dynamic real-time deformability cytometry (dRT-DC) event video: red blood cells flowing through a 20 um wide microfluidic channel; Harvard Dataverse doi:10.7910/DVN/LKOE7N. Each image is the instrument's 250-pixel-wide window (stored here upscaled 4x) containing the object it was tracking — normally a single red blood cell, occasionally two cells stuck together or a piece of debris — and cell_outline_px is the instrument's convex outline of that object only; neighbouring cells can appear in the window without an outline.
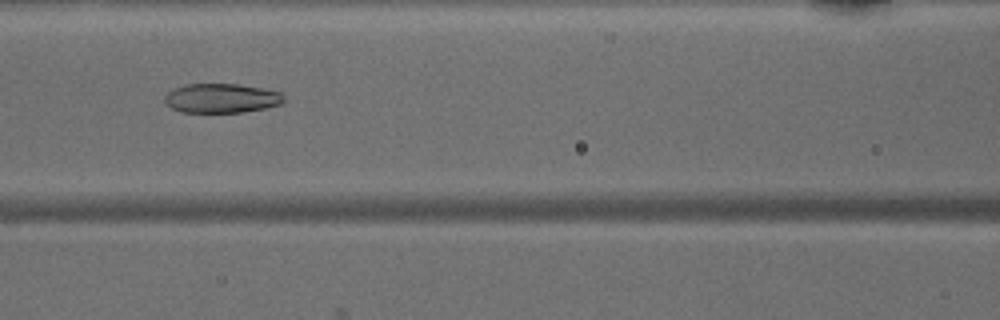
{"species": "common noctule bat (a hibernating species)", "species_latin": "Nyctalus noctula", "temperature_condition": "warm", "stored_images_in_passage": 46, "camera_frame_rate_fps": 3000, "um_per_image_px": 0.085, "animal": {"sex": "male", "body_mass_g": 15.6}, "frame": {"image": 1, "passage_image": 20, "time_ms": 6.333, "image_size_px": [1000, 320], "cell_outline_px": [[284, 100], [280, 104], [264, 108], [240, 112], [180, 112], [164, 104], [164, 96], [168, 92], [176, 88], [188, 84], [240, 84], [264, 88], [280, 92], [284, 96]], "centroid_in_image_um": [18.81, 8.34], "position_along_channel_um": 147.8, "area_um2": 20.35}}
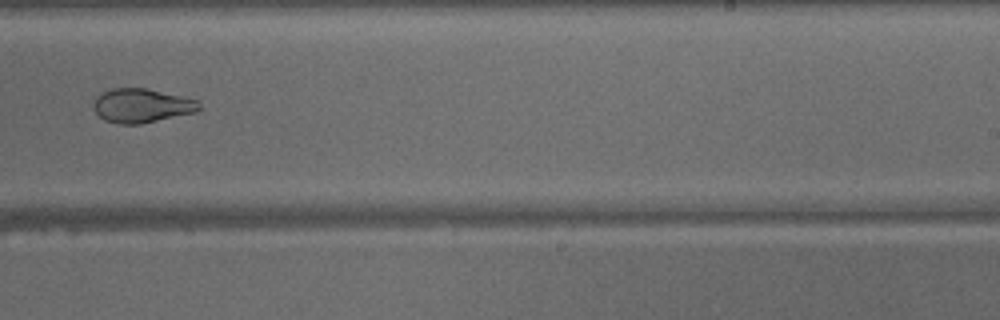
{"frame": {"image": 2, "passage_image": 29, "time_ms": 9.333, "image_size_px": [1000, 320], "cell_outline_px": [[200, 108], [196, 112], [140, 124], [116, 124], [104, 120], [92, 108], [92, 104], [96, 96], [112, 88], [144, 88], [200, 100]], "centroid_in_image_um": [12.03, 8.98], "position_along_channel_um": 277.0, "area_um2": 20.98}}
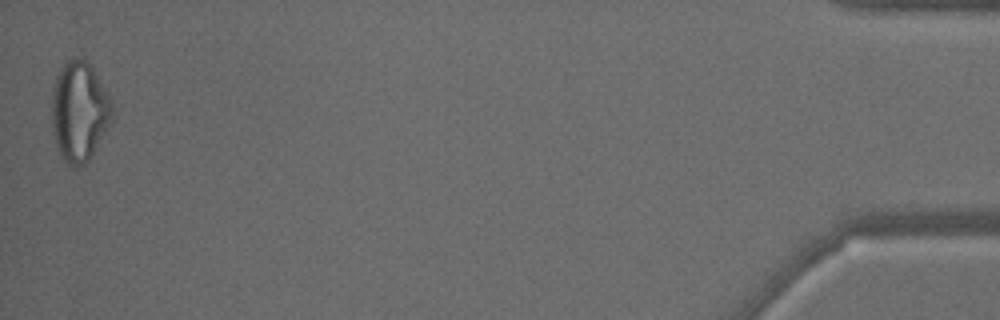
{"frame": {"image": 3, "passage_image": 46, "time_ms": 15.0, "image_size_px": [1000, 320], "cell_outline_px": [[112, 120], [88, 160], [84, 164], [76, 168], [72, 168], [64, 160], [56, 144], [52, 128], [52, 88], [56, 76], [60, 68], [72, 56], [76, 56], [88, 60], [112, 100]], "centroid_in_image_um": [6.73, 9.43], "position_along_channel_um": 428.5, "area_um2": 35.26}}